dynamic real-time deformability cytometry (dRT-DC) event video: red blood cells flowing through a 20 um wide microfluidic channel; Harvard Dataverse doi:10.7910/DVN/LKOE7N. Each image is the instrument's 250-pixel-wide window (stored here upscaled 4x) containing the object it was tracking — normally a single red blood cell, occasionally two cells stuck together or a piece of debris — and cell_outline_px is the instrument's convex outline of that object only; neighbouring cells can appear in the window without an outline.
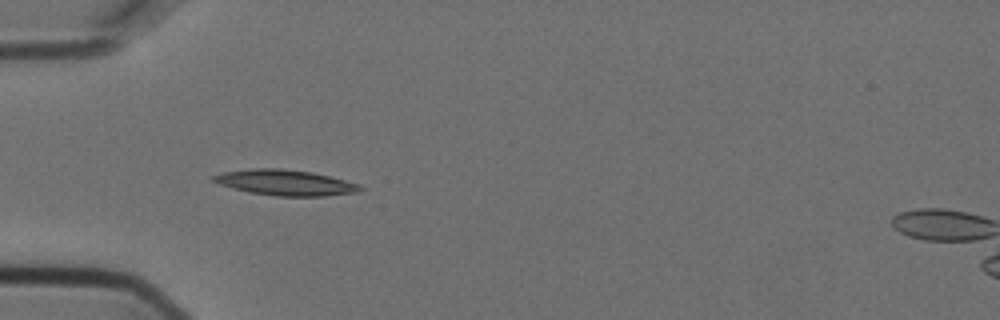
{"species": "Egyptian fruit bat (a non-hibernating species)", "species_latin": "Rousettus aegyptiacus", "temperature_condition": "cold", "stored_images_in_passage": 8, "camera_frame_rate_fps": 3000, "um_per_image_px": 0.085, "animal": {"sex": "female"}, "frame": {"image": 1, "passage_image": 4, "time_ms": 1.0, "image_size_px": [1000, 320], "cell_outline_px": [[364, 188], [360, 192], [324, 196], [276, 196], [248, 192], [232, 188], [220, 184], [212, 180], [208, 176], [224, 172], [252, 168], [280, 168], [312, 172], [360, 184]], "centroid_in_image_um": [24.24, 15.52], "position_along_channel_um": 60.8, "area_um2": 22.02}}
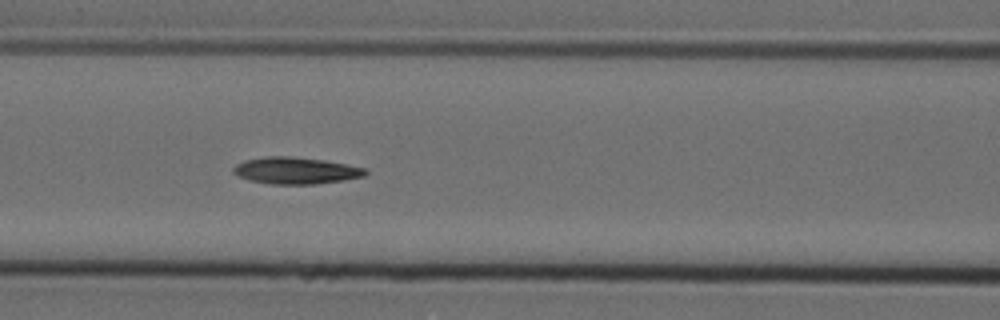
{"frame": {"image": 2, "passage_image": 6, "time_ms": 1.667, "image_size_px": [1000, 320], "cell_outline_px": [[368, 172], [364, 176], [344, 180], [316, 184], [272, 184], [252, 180], [236, 176], [232, 172], [232, 168], [236, 164], [244, 160], [264, 156], [288, 156], [324, 160], [364, 168]], "centroid_in_image_um": [25.09, 14.49], "position_along_channel_um": 141.5, "area_um2": 20.52}}
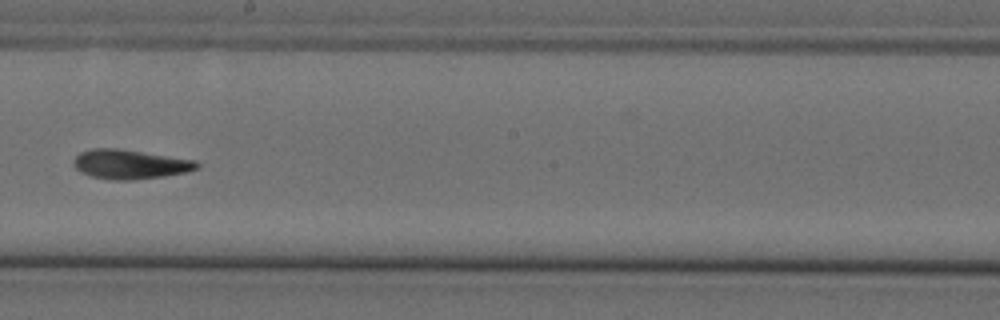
{"frame": {"image": 3, "passage_image": 8, "time_ms": 2.333, "image_size_px": [1000, 320], "cell_outline_px": [[200, 168], [184, 172], [164, 176], [132, 180], [112, 180], [92, 176], [80, 172], [72, 164], [72, 160], [80, 152], [92, 148], [116, 148], [196, 160], [200, 164]], "centroid_in_image_um": [11.03, 13.96], "position_along_channel_um": 237.2, "area_um2": 21.1}}